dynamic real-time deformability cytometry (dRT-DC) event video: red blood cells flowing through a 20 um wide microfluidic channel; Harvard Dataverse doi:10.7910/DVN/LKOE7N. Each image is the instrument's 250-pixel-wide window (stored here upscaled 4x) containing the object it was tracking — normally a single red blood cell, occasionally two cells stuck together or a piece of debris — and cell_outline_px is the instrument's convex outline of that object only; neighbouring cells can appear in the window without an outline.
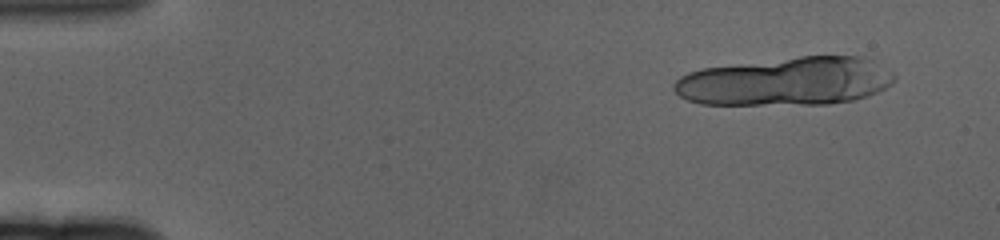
{"species": "human", "species_latin": "Homo sapiens", "temperature_condition": "cold", "stored_images_in_passage": 24, "segment_of_instrument_passage": [1, 2], "camera_frame_rate_fps": 3000, "um_per_image_px": 0.085, "donor": {"sex": "female"}, "frame": {"image": 1, "passage_image": 5, "time_ms": 1.333, "image_size_px": [1000, 240], "cell_outline_px": [[896, 80], [892, 84], [868, 96], [852, 100], [828, 104], [700, 104], [688, 100], [680, 96], [672, 88], [672, 84], [680, 76], [688, 72], [704, 68], [800, 56], [860, 56], [892, 72], [896, 76]], "centroid_in_image_um": [66.78, 6.92], "position_along_channel_um": 18.2, "area_um2": 61.79}}